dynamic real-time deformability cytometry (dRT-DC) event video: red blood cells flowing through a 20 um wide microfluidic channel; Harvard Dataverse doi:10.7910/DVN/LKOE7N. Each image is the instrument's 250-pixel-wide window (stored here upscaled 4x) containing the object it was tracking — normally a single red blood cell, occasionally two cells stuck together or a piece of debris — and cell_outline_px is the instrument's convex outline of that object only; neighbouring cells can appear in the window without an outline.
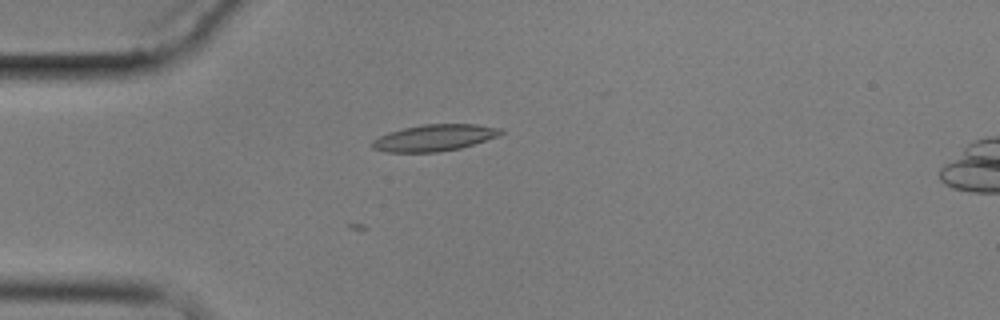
{"species": "common noctule bat (a hibernating species)", "species_latin": "Nyctalus noctula", "temperature_condition": "cold", "stored_images_in_passage": 3, "camera_frame_rate_fps": 3000, "um_per_image_px": 0.085, "animal": {"sex": "male", "body_mass_g": 17.9}, "frame": {"image": 1, "passage_image": 2, "time_ms": 1.667, "image_size_px": [1000, 320], "cell_outline_px": [[504, 132], [500, 136], [460, 148], [436, 152], [384, 152], [372, 148], [372, 140], [388, 132], [404, 128], [424, 124], [476, 124], [500, 128]], "centroid_in_image_um": [36.93, 11.71], "position_along_channel_um": 48.1, "area_um2": 19.88}}